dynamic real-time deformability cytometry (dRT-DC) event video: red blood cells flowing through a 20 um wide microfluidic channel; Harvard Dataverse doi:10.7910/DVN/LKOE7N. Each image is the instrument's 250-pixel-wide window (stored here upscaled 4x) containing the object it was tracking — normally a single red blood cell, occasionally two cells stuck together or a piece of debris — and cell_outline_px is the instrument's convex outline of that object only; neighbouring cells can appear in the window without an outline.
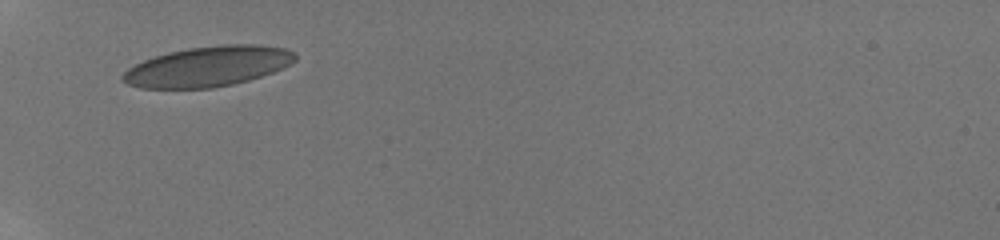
{"species": "human", "species_latin": "Homo sapiens", "temperature_condition": "room temperature", "stored_images_in_passage": 27, "camera_frame_rate_fps": 3000, "um_per_image_px": 0.085, "donor": {"sex": "male"}, "frame": {"image": 1, "passage_image": 1, "time_ms": 0.0, "image_size_px": [1000, 240], "cell_outline_px": [[296, 60], [272, 72], [248, 80], [232, 84], [212, 88], [140, 88], [128, 84], [120, 80], [120, 76], [128, 68], [144, 60], [168, 52], [188, 48], [224, 44], [256, 44], [284, 48], [296, 52]], "centroid_in_image_um": [17.65, 5.64], "position_along_channel_um": 67.4, "area_um2": 40.23}}
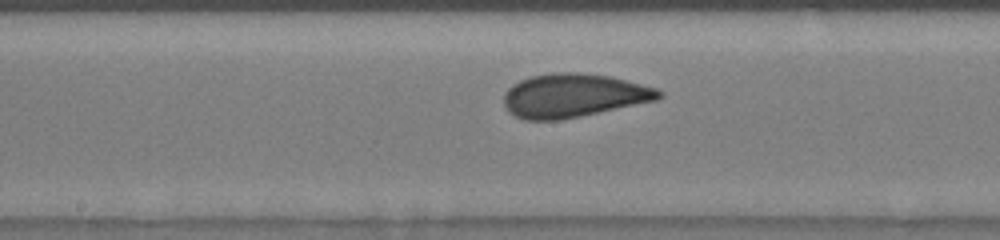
{"frame": {"image": 2, "passage_image": 18, "time_ms": 3.667, "image_size_px": [1000, 240], "cell_outline_px": [[664, 96], [656, 100], [580, 116], [560, 120], [524, 120], [508, 112], [504, 108], [504, 92], [512, 84], [520, 80], [532, 76], [552, 72], [576, 72], [608, 76], [656, 88], [664, 92]], "centroid_in_image_um": [48.7, 8.12], "position_along_channel_um": 199.5, "area_um2": 39.3}}
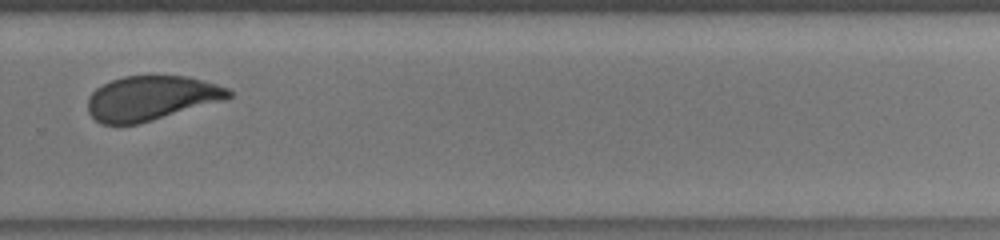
{"frame": {"image": 3, "passage_image": 27, "time_ms": 6.667, "image_size_px": [1000, 240], "cell_outline_px": [[232, 96], [224, 100], [140, 124], [100, 124], [88, 112], [88, 96], [96, 88], [112, 80], [124, 76], [188, 76], [204, 80], [228, 88], [232, 92]], "centroid_in_image_um": [12.85, 8.34], "position_along_channel_um": 317.0, "area_um2": 36.59}}